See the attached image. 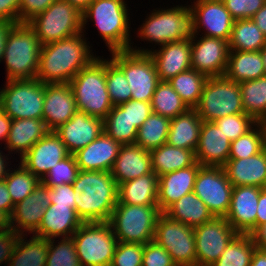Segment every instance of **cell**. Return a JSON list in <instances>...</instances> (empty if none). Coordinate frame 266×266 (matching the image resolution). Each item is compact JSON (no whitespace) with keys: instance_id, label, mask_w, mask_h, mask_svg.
<instances>
[{"instance_id":"obj_1","label":"cell","mask_w":266,"mask_h":266,"mask_svg":"<svg viewBox=\"0 0 266 266\" xmlns=\"http://www.w3.org/2000/svg\"><path fill=\"white\" fill-rule=\"evenodd\" d=\"M85 33L61 39L41 47L36 78L45 84L69 83L96 57Z\"/></svg>"},{"instance_id":"obj_2","label":"cell","mask_w":266,"mask_h":266,"mask_svg":"<svg viewBox=\"0 0 266 266\" xmlns=\"http://www.w3.org/2000/svg\"><path fill=\"white\" fill-rule=\"evenodd\" d=\"M75 211L82 222H108L118 203V184L109 171L80 170L73 182Z\"/></svg>"},{"instance_id":"obj_3","label":"cell","mask_w":266,"mask_h":266,"mask_svg":"<svg viewBox=\"0 0 266 266\" xmlns=\"http://www.w3.org/2000/svg\"><path fill=\"white\" fill-rule=\"evenodd\" d=\"M129 12L125 0H93L82 13V32L91 20L109 52L129 50L133 42Z\"/></svg>"},{"instance_id":"obj_4","label":"cell","mask_w":266,"mask_h":266,"mask_svg":"<svg viewBox=\"0 0 266 266\" xmlns=\"http://www.w3.org/2000/svg\"><path fill=\"white\" fill-rule=\"evenodd\" d=\"M136 30L135 37L158 47L196 36L194 14L187 4L153 9Z\"/></svg>"},{"instance_id":"obj_5","label":"cell","mask_w":266,"mask_h":266,"mask_svg":"<svg viewBox=\"0 0 266 266\" xmlns=\"http://www.w3.org/2000/svg\"><path fill=\"white\" fill-rule=\"evenodd\" d=\"M41 43L28 22L12 25L5 41L1 62L5 63L6 81L36 78Z\"/></svg>"},{"instance_id":"obj_6","label":"cell","mask_w":266,"mask_h":266,"mask_svg":"<svg viewBox=\"0 0 266 266\" xmlns=\"http://www.w3.org/2000/svg\"><path fill=\"white\" fill-rule=\"evenodd\" d=\"M78 111L102 120L112 110L106 86V58L96 57L69 82Z\"/></svg>"},{"instance_id":"obj_7","label":"cell","mask_w":266,"mask_h":266,"mask_svg":"<svg viewBox=\"0 0 266 266\" xmlns=\"http://www.w3.org/2000/svg\"><path fill=\"white\" fill-rule=\"evenodd\" d=\"M162 213L158 205L117 204L108 222L118 242L146 244L154 240Z\"/></svg>"},{"instance_id":"obj_8","label":"cell","mask_w":266,"mask_h":266,"mask_svg":"<svg viewBox=\"0 0 266 266\" xmlns=\"http://www.w3.org/2000/svg\"><path fill=\"white\" fill-rule=\"evenodd\" d=\"M81 266H110L118 245L109 222H83L72 235Z\"/></svg>"},{"instance_id":"obj_9","label":"cell","mask_w":266,"mask_h":266,"mask_svg":"<svg viewBox=\"0 0 266 266\" xmlns=\"http://www.w3.org/2000/svg\"><path fill=\"white\" fill-rule=\"evenodd\" d=\"M45 85L37 78L7 80L0 88L3 112L12 120L42 119Z\"/></svg>"},{"instance_id":"obj_10","label":"cell","mask_w":266,"mask_h":266,"mask_svg":"<svg viewBox=\"0 0 266 266\" xmlns=\"http://www.w3.org/2000/svg\"><path fill=\"white\" fill-rule=\"evenodd\" d=\"M195 109L202 121L211 122L229 115L245 113L239 83L225 76L208 77Z\"/></svg>"},{"instance_id":"obj_11","label":"cell","mask_w":266,"mask_h":266,"mask_svg":"<svg viewBox=\"0 0 266 266\" xmlns=\"http://www.w3.org/2000/svg\"><path fill=\"white\" fill-rule=\"evenodd\" d=\"M28 23L43 46L81 33L82 13L66 0H55Z\"/></svg>"},{"instance_id":"obj_12","label":"cell","mask_w":266,"mask_h":266,"mask_svg":"<svg viewBox=\"0 0 266 266\" xmlns=\"http://www.w3.org/2000/svg\"><path fill=\"white\" fill-rule=\"evenodd\" d=\"M110 55L124 72L132 91L131 99L151 102L160 82L153 58L149 54L129 50L112 51Z\"/></svg>"},{"instance_id":"obj_13","label":"cell","mask_w":266,"mask_h":266,"mask_svg":"<svg viewBox=\"0 0 266 266\" xmlns=\"http://www.w3.org/2000/svg\"><path fill=\"white\" fill-rule=\"evenodd\" d=\"M154 240L168 251L177 266H196L195 234L192 227L162 213L157 220Z\"/></svg>"},{"instance_id":"obj_14","label":"cell","mask_w":266,"mask_h":266,"mask_svg":"<svg viewBox=\"0 0 266 266\" xmlns=\"http://www.w3.org/2000/svg\"><path fill=\"white\" fill-rule=\"evenodd\" d=\"M233 186L221 166H201L193 192L214 217H225L231 204Z\"/></svg>"},{"instance_id":"obj_15","label":"cell","mask_w":266,"mask_h":266,"mask_svg":"<svg viewBox=\"0 0 266 266\" xmlns=\"http://www.w3.org/2000/svg\"><path fill=\"white\" fill-rule=\"evenodd\" d=\"M195 234L196 266H211L238 235L225 217H213L193 228Z\"/></svg>"},{"instance_id":"obj_16","label":"cell","mask_w":266,"mask_h":266,"mask_svg":"<svg viewBox=\"0 0 266 266\" xmlns=\"http://www.w3.org/2000/svg\"><path fill=\"white\" fill-rule=\"evenodd\" d=\"M130 45L129 51L149 54L157 69L160 81H170L174 76L181 72L191 69V40L169 42L158 49L142 48Z\"/></svg>"},{"instance_id":"obj_17","label":"cell","mask_w":266,"mask_h":266,"mask_svg":"<svg viewBox=\"0 0 266 266\" xmlns=\"http://www.w3.org/2000/svg\"><path fill=\"white\" fill-rule=\"evenodd\" d=\"M189 7L194 14L196 35L220 38L229 42L235 19L226 9L224 2L193 0ZM200 32L202 34H199Z\"/></svg>"},{"instance_id":"obj_18","label":"cell","mask_w":266,"mask_h":266,"mask_svg":"<svg viewBox=\"0 0 266 266\" xmlns=\"http://www.w3.org/2000/svg\"><path fill=\"white\" fill-rule=\"evenodd\" d=\"M228 54L226 40L201 35L191 40V68L207 77L224 76Z\"/></svg>"},{"instance_id":"obj_19","label":"cell","mask_w":266,"mask_h":266,"mask_svg":"<svg viewBox=\"0 0 266 266\" xmlns=\"http://www.w3.org/2000/svg\"><path fill=\"white\" fill-rule=\"evenodd\" d=\"M50 204L49 187L40 183L28 197L14 205L9 217L10 227L17 234L33 235L39 229L44 212Z\"/></svg>"},{"instance_id":"obj_20","label":"cell","mask_w":266,"mask_h":266,"mask_svg":"<svg viewBox=\"0 0 266 266\" xmlns=\"http://www.w3.org/2000/svg\"><path fill=\"white\" fill-rule=\"evenodd\" d=\"M69 152L60 137L49 131L19 160L32 174L42 180L49 170L67 157Z\"/></svg>"},{"instance_id":"obj_21","label":"cell","mask_w":266,"mask_h":266,"mask_svg":"<svg viewBox=\"0 0 266 266\" xmlns=\"http://www.w3.org/2000/svg\"><path fill=\"white\" fill-rule=\"evenodd\" d=\"M262 189L255 186L233 187L225 218L238 234H251L256 229L257 205Z\"/></svg>"},{"instance_id":"obj_22","label":"cell","mask_w":266,"mask_h":266,"mask_svg":"<svg viewBox=\"0 0 266 266\" xmlns=\"http://www.w3.org/2000/svg\"><path fill=\"white\" fill-rule=\"evenodd\" d=\"M54 132L65 144L69 154L73 155L104 132L103 120L77 111L69 121L60 125Z\"/></svg>"},{"instance_id":"obj_23","label":"cell","mask_w":266,"mask_h":266,"mask_svg":"<svg viewBox=\"0 0 266 266\" xmlns=\"http://www.w3.org/2000/svg\"><path fill=\"white\" fill-rule=\"evenodd\" d=\"M77 111L69 83L45 85L42 119L50 131L69 121Z\"/></svg>"},{"instance_id":"obj_24","label":"cell","mask_w":266,"mask_h":266,"mask_svg":"<svg viewBox=\"0 0 266 266\" xmlns=\"http://www.w3.org/2000/svg\"><path fill=\"white\" fill-rule=\"evenodd\" d=\"M231 141L214 122L203 121L199 142L195 150L196 161L201 166H223L230 154Z\"/></svg>"},{"instance_id":"obj_25","label":"cell","mask_w":266,"mask_h":266,"mask_svg":"<svg viewBox=\"0 0 266 266\" xmlns=\"http://www.w3.org/2000/svg\"><path fill=\"white\" fill-rule=\"evenodd\" d=\"M222 168L233 187L266 188V146L253 156L228 159Z\"/></svg>"},{"instance_id":"obj_26","label":"cell","mask_w":266,"mask_h":266,"mask_svg":"<svg viewBox=\"0 0 266 266\" xmlns=\"http://www.w3.org/2000/svg\"><path fill=\"white\" fill-rule=\"evenodd\" d=\"M120 144L104 132L83 149L74 153L79 170L111 171Z\"/></svg>"},{"instance_id":"obj_27","label":"cell","mask_w":266,"mask_h":266,"mask_svg":"<svg viewBox=\"0 0 266 266\" xmlns=\"http://www.w3.org/2000/svg\"><path fill=\"white\" fill-rule=\"evenodd\" d=\"M200 167L196 161L192 166L158 177V207L162 212L182 196L193 192Z\"/></svg>"},{"instance_id":"obj_28","label":"cell","mask_w":266,"mask_h":266,"mask_svg":"<svg viewBox=\"0 0 266 266\" xmlns=\"http://www.w3.org/2000/svg\"><path fill=\"white\" fill-rule=\"evenodd\" d=\"M110 173L118 185L153 173L151 154L136 144L121 145Z\"/></svg>"},{"instance_id":"obj_29","label":"cell","mask_w":266,"mask_h":266,"mask_svg":"<svg viewBox=\"0 0 266 266\" xmlns=\"http://www.w3.org/2000/svg\"><path fill=\"white\" fill-rule=\"evenodd\" d=\"M82 223L75 209L70 206L50 204L44 212L39 229L33 235L46 240L68 238L72 237Z\"/></svg>"},{"instance_id":"obj_30","label":"cell","mask_w":266,"mask_h":266,"mask_svg":"<svg viewBox=\"0 0 266 266\" xmlns=\"http://www.w3.org/2000/svg\"><path fill=\"white\" fill-rule=\"evenodd\" d=\"M49 131L43 119L12 120L6 143L3 142V150L8 151L9 155L18 153L20 159Z\"/></svg>"},{"instance_id":"obj_31","label":"cell","mask_w":266,"mask_h":266,"mask_svg":"<svg viewBox=\"0 0 266 266\" xmlns=\"http://www.w3.org/2000/svg\"><path fill=\"white\" fill-rule=\"evenodd\" d=\"M117 204L158 205V176L148 173L119 184Z\"/></svg>"},{"instance_id":"obj_32","label":"cell","mask_w":266,"mask_h":266,"mask_svg":"<svg viewBox=\"0 0 266 266\" xmlns=\"http://www.w3.org/2000/svg\"><path fill=\"white\" fill-rule=\"evenodd\" d=\"M202 122L195 108L179 114L170 121L167 143L195 152Z\"/></svg>"},{"instance_id":"obj_33","label":"cell","mask_w":266,"mask_h":266,"mask_svg":"<svg viewBox=\"0 0 266 266\" xmlns=\"http://www.w3.org/2000/svg\"><path fill=\"white\" fill-rule=\"evenodd\" d=\"M224 76L238 83L265 76L261 52L229 50Z\"/></svg>"},{"instance_id":"obj_34","label":"cell","mask_w":266,"mask_h":266,"mask_svg":"<svg viewBox=\"0 0 266 266\" xmlns=\"http://www.w3.org/2000/svg\"><path fill=\"white\" fill-rule=\"evenodd\" d=\"M163 213L192 228L198 227L214 217L205 203L194 192L182 196Z\"/></svg>"},{"instance_id":"obj_35","label":"cell","mask_w":266,"mask_h":266,"mask_svg":"<svg viewBox=\"0 0 266 266\" xmlns=\"http://www.w3.org/2000/svg\"><path fill=\"white\" fill-rule=\"evenodd\" d=\"M152 171L159 177L192 166L196 162L195 152L165 143L150 151Z\"/></svg>"},{"instance_id":"obj_36","label":"cell","mask_w":266,"mask_h":266,"mask_svg":"<svg viewBox=\"0 0 266 266\" xmlns=\"http://www.w3.org/2000/svg\"><path fill=\"white\" fill-rule=\"evenodd\" d=\"M26 236V237H25ZM20 235L7 266H46L49 240Z\"/></svg>"},{"instance_id":"obj_37","label":"cell","mask_w":266,"mask_h":266,"mask_svg":"<svg viewBox=\"0 0 266 266\" xmlns=\"http://www.w3.org/2000/svg\"><path fill=\"white\" fill-rule=\"evenodd\" d=\"M244 112L257 123L266 122V75L239 83Z\"/></svg>"},{"instance_id":"obj_38","label":"cell","mask_w":266,"mask_h":266,"mask_svg":"<svg viewBox=\"0 0 266 266\" xmlns=\"http://www.w3.org/2000/svg\"><path fill=\"white\" fill-rule=\"evenodd\" d=\"M228 43L229 50L260 51L266 44V36L252 19H237L234 21Z\"/></svg>"},{"instance_id":"obj_39","label":"cell","mask_w":266,"mask_h":266,"mask_svg":"<svg viewBox=\"0 0 266 266\" xmlns=\"http://www.w3.org/2000/svg\"><path fill=\"white\" fill-rule=\"evenodd\" d=\"M170 121L164 116L151 113L138 128L135 144L149 152L164 145L167 143Z\"/></svg>"},{"instance_id":"obj_40","label":"cell","mask_w":266,"mask_h":266,"mask_svg":"<svg viewBox=\"0 0 266 266\" xmlns=\"http://www.w3.org/2000/svg\"><path fill=\"white\" fill-rule=\"evenodd\" d=\"M104 133L112 137L120 145L135 144L138 128L132 124L127 110L119 105L113 106L112 110L103 120Z\"/></svg>"},{"instance_id":"obj_41","label":"cell","mask_w":266,"mask_h":266,"mask_svg":"<svg viewBox=\"0 0 266 266\" xmlns=\"http://www.w3.org/2000/svg\"><path fill=\"white\" fill-rule=\"evenodd\" d=\"M152 113L168 119H174L179 114L190 109L168 81H160L151 101Z\"/></svg>"},{"instance_id":"obj_42","label":"cell","mask_w":266,"mask_h":266,"mask_svg":"<svg viewBox=\"0 0 266 266\" xmlns=\"http://www.w3.org/2000/svg\"><path fill=\"white\" fill-rule=\"evenodd\" d=\"M208 77L195 69H189L168 81L189 108H195L201 98L204 84Z\"/></svg>"},{"instance_id":"obj_43","label":"cell","mask_w":266,"mask_h":266,"mask_svg":"<svg viewBox=\"0 0 266 266\" xmlns=\"http://www.w3.org/2000/svg\"><path fill=\"white\" fill-rule=\"evenodd\" d=\"M255 248L250 234H238L211 266H250Z\"/></svg>"},{"instance_id":"obj_44","label":"cell","mask_w":266,"mask_h":266,"mask_svg":"<svg viewBox=\"0 0 266 266\" xmlns=\"http://www.w3.org/2000/svg\"><path fill=\"white\" fill-rule=\"evenodd\" d=\"M17 166L16 169L11 166L12 170L9 169L4 179L14 205L28 197L41 183L22 163L19 162Z\"/></svg>"},{"instance_id":"obj_45","label":"cell","mask_w":266,"mask_h":266,"mask_svg":"<svg viewBox=\"0 0 266 266\" xmlns=\"http://www.w3.org/2000/svg\"><path fill=\"white\" fill-rule=\"evenodd\" d=\"M266 146L265 123H257L245 135L231 141L228 159H241L258 154Z\"/></svg>"},{"instance_id":"obj_46","label":"cell","mask_w":266,"mask_h":266,"mask_svg":"<svg viewBox=\"0 0 266 266\" xmlns=\"http://www.w3.org/2000/svg\"><path fill=\"white\" fill-rule=\"evenodd\" d=\"M106 86L113 106L131 100L132 91L123 70L108 57L106 59Z\"/></svg>"},{"instance_id":"obj_47","label":"cell","mask_w":266,"mask_h":266,"mask_svg":"<svg viewBox=\"0 0 266 266\" xmlns=\"http://www.w3.org/2000/svg\"><path fill=\"white\" fill-rule=\"evenodd\" d=\"M46 266H81L72 237L49 240Z\"/></svg>"},{"instance_id":"obj_48","label":"cell","mask_w":266,"mask_h":266,"mask_svg":"<svg viewBox=\"0 0 266 266\" xmlns=\"http://www.w3.org/2000/svg\"><path fill=\"white\" fill-rule=\"evenodd\" d=\"M79 171L74 155L69 154L49 170L41 183L49 188L61 184H73Z\"/></svg>"},{"instance_id":"obj_49","label":"cell","mask_w":266,"mask_h":266,"mask_svg":"<svg viewBox=\"0 0 266 266\" xmlns=\"http://www.w3.org/2000/svg\"><path fill=\"white\" fill-rule=\"evenodd\" d=\"M217 127L230 140L234 141L250 131L257 122L246 113H237L214 121Z\"/></svg>"},{"instance_id":"obj_50","label":"cell","mask_w":266,"mask_h":266,"mask_svg":"<svg viewBox=\"0 0 266 266\" xmlns=\"http://www.w3.org/2000/svg\"><path fill=\"white\" fill-rule=\"evenodd\" d=\"M144 244L118 242L110 266H142Z\"/></svg>"},{"instance_id":"obj_51","label":"cell","mask_w":266,"mask_h":266,"mask_svg":"<svg viewBox=\"0 0 266 266\" xmlns=\"http://www.w3.org/2000/svg\"><path fill=\"white\" fill-rule=\"evenodd\" d=\"M142 266H177L168 251L155 240L144 244Z\"/></svg>"},{"instance_id":"obj_52","label":"cell","mask_w":266,"mask_h":266,"mask_svg":"<svg viewBox=\"0 0 266 266\" xmlns=\"http://www.w3.org/2000/svg\"><path fill=\"white\" fill-rule=\"evenodd\" d=\"M226 9L237 19H251L266 3V0H224Z\"/></svg>"},{"instance_id":"obj_53","label":"cell","mask_w":266,"mask_h":266,"mask_svg":"<svg viewBox=\"0 0 266 266\" xmlns=\"http://www.w3.org/2000/svg\"><path fill=\"white\" fill-rule=\"evenodd\" d=\"M123 110H127L128 117L132 124L140 128L144 121L152 113L151 102L129 100L119 105Z\"/></svg>"},{"instance_id":"obj_54","label":"cell","mask_w":266,"mask_h":266,"mask_svg":"<svg viewBox=\"0 0 266 266\" xmlns=\"http://www.w3.org/2000/svg\"><path fill=\"white\" fill-rule=\"evenodd\" d=\"M75 193L73 184H61L49 188V200L51 204L70 206L75 209Z\"/></svg>"},{"instance_id":"obj_55","label":"cell","mask_w":266,"mask_h":266,"mask_svg":"<svg viewBox=\"0 0 266 266\" xmlns=\"http://www.w3.org/2000/svg\"><path fill=\"white\" fill-rule=\"evenodd\" d=\"M55 0H20L19 22H29L44 12Z\"/></svg>"},{"instance_id":"obj_56","label":"cell","mask_w":266,"mask_h":266,"mask_svg":"<svg viewBox=\"0 0 266 266\" xmlns=\"http://www.w3.org/2000/svg\"><path fill=\"white\" fill-rule=\"evenodd\" d=\"M20 234H17L11 227L0 232V265L7 266L10 258L12 257L13 250L15 249L17 240Z\"/></svg>"},{"instance_id":"obj_57","label":"cell","mask_w":266,"mask_h":266,"mask_svg":"<svg viewBox=\"0 0 266 266\" xmlns=\"http://www.w3.org/2000/svg\"><path fill=\"white\" fill-rule=\"evenodd\" d=\"M20 0H0V20L19 23Z\"/></svg>"},{"instance_id":"obj_58","label":"cell","mask_w":266,"mask_h":266,"mask_svg":"<svg viewBox=\"0 0 266 266\" xmlns=\"http://www.w3.org/2000/svg\"><path fill=\"white\" fill-rule=\"evenodd\" d=\"M14 209L8 187L5 181L0 182V210L4 212L8 217L11 216Z\"/></svg>"},{"instance_id":"obj_59","label":"cell","mask_w":266,"mask_h":266,"mask_svg":"<svg viewBox=\"0 0 266 266\" xmlns=\"http://www.w3.org/2000/svg\"><path fill=\"white\" fill-rule=\"evenodd\" d=\"M256 215V228L266 223V188L260 191Z\"/></svg>"},{"instance_id":"obj_60","label":"cell","mask_w":266,"mask_h":266,"mask_svg":"<svg viewBox=\"0 0 266 266\" xmlns=\"http://www.w3.org/2000/svg\"><path fill=\"white\" fill-rule=\"evenodd\" d=\"M12 119L3 112L2 106L0 104V147H2V142L6 143L10 128H11Z\"/></svg>"},{"instance_id":"obj_61","label":"cell","mask_w":266,"mask_h":266,"mask_svg":"<svg viewBox=\"0 0 266 266\" xmlns=\"http://www.w3.org/2000/svg\"><path fill=\"white\" fill-rule=\"evenodd\" d=\"M250 235L257 248L266 249V223L258 226Z\"/></svg>"},{"instance_id":"obj_62","label":"cell","mask_w":266,"mask_h":266,"mask_svg":"<svg viewBox=\"0 0 266 266\" xmlns=\"http://www.w3.org/2000/svg\"><path fill=\"white\" fill-rule=\"evenodd\" d=\"M13 24L9 21L0 20V63L5 50L6 37Z\"/></svg>"},{"instance_id":"obj_63","label":"cell","mask_w":266,"mask_h":266,"mask_svg":"<svg viewBox=\"0 0 266 266\" xmlns=\"http://www.w3.org/2000/svg\"><path fill=\"white\" fill-rule=\"evenodd\" d=\"M266 36V3L251 18Z\"/></svg>"},{"instance_id":"obj_64","label":"cell","mask_w":266,"mask_h":266,"mask_svg":"<svg viewBox=\"0 0 266 266\" xmlns=\"http://www.w3.org/2000/svg\"><path fill=\"white\" fill-rule=\"evenodd\" d=\"M0 149H2V147ZM9 156L12 157V155L5 154V152L0 150V182L4 181V179L7 176L9 169L11 168V167H9L11 165V163H10L11 161H9V160H11V157H9Z\"/></svg>"},{"instance_id":"obj_65","label":"cell","mask_w":266,"mask_h":266,"mask_svg":"<svg viewBox=\"0 0 266 266\" xmlns=\"http://www.w3.org/2000/svg\"><path fill=\"white\" fill-rule=\"evenodd\" d=\"M250 266H266V249L255 248Z\"/></svg>"},{"instance_id":"obj_66","label":"cell","mask_w":266,"mask_h":266,"mask_svg":"<svg viewBox=\"0 0 266 266\" xmlns=\"http://www.w3.org/2000/svg\"><path fill=\"white\" fill-rule=\"evenodd\" d=\"M66 1L70 2L79 12L83 13L93 0H66Z\"/></svg>"},{"instance_id":"obj_67","label":"cell","mask_w":266,"mask_h":266,"mask_svg":"<svg viewBox=\"0 0 266 266\" xmlns=\"http://www.w3.org/2000/svg\"><path fill=\"white\" fill-rule=\"evenodd\" d=\"M9 228V217L0 210V232L6 231Z\"/></svg>"},{"instance_id":"obj_68","label":"cell","mask_w":266,"mask_h":266,"mask_svg":"<svg viewBox=\"0 0 266 266\" xmlns=\"http://www.w3.org/2000/svg\"><path fill=\"white\" fill-rule=\"evenodd\" d=\"M266 75V44L260 50Z\"/></svg>"}]
</instances>
